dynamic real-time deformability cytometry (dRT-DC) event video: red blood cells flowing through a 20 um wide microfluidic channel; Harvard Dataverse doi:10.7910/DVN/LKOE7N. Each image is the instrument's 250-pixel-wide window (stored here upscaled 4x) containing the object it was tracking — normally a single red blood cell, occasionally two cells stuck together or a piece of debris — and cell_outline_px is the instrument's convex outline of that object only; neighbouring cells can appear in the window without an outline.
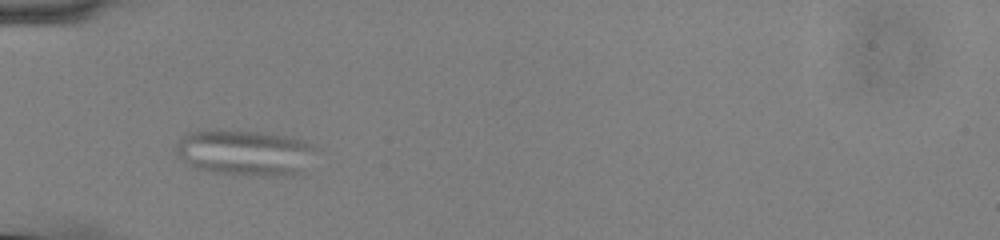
{"species": "common noctule bat (a hibernating species)", "species_latin": "Nyctalus noctula", "temperature_condition": "cold", "stored_images_in_passage": 37, "camera_frame_rate_fps": 3000, "um_per_image_px": 0.085, "animal": {"sex": "male", "body_mass_g": 13.0, "forearm_length_mm": 53.1}, "frame": {"image": 1, "passage_image": 1, "time_ms": 0.0, "image_size_px": [1000, 240], "cell_outline_px": [[320, 148], [300, 176], [252, 176], [212, 172], [188, 168], [176, 152], [176, 144], [184, 132], [196, 128], [220, 128], [264, 132], [288, 136], [304, 140]], "centroid_in_image_um": [20.8, 12.95], "position_along_channel_um": 64.2, "area_um2": 39.48}}
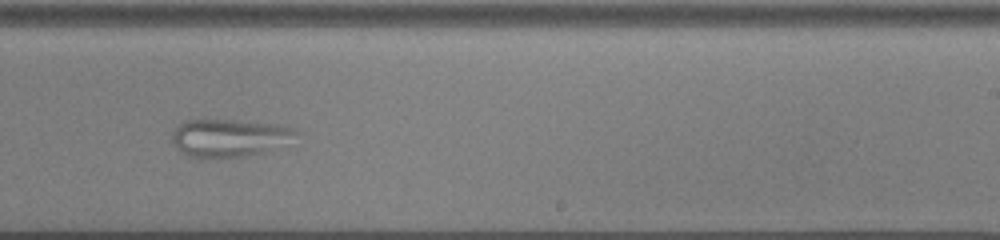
{"frame": {"image": 2, "passage_image": 18, "time_ms": 5.667, "image_size_px": [1000, 240], "cell_outline_px": [[300, 132], [268, 152], [244, 156], [188, 156], [172, 140], [172, 132], [184, 120], [204, 116], [276, 124], [292, 128]], "centroid_in_image_um": [19.45, 11.63], "position_along_channel_um": 269.5, "area_um2": 27.28}}
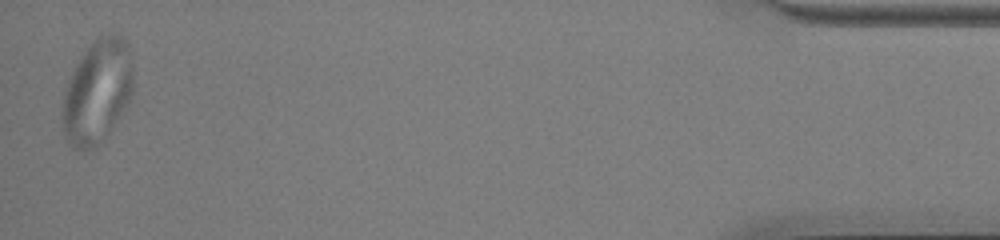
{"frame": {"image": 3, "passage_image": 36, "time_ms": 11.667, "image_size_px": [1000, 240], "cell_outline_px": [[132, 92], [128, 104], [120, 116], [96, 148], [80, 152], [72, 148], [64, 132], [60, 112], [64, 92], [68, 80], [80, 56], [100, 36], [108, 32], [116, 32], [128, 40], [132, 64]], "centroid_in_image_um": [8.26, 7.79], "position_along_channel_um": 426.9, "area_um2": 43.29}}